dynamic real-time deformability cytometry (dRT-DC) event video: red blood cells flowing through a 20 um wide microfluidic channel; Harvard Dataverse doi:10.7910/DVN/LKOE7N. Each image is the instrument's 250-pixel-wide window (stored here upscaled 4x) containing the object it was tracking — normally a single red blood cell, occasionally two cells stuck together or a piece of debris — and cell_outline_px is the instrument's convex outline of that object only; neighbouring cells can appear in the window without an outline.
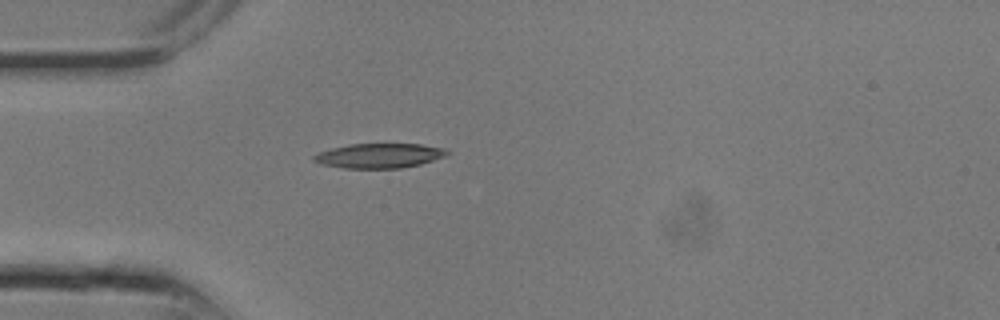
{"species": "common noctule bat (a hibernating species)", "species_latin": "Nyctalus noctula", "temperature_condition": "room temperature", "stored_images_in_passage": 4, "camera_frame_rate_fps": 3000, "um_per_image_px": 0.085, "animal": {"sex": "male", "body_mass_g": 13.3}, "frame": {"image": 1, "passage_image": 1, "time_ms": 0.0, "image_size_px": [1000, 320], "cell_outline_px": [[452, 152], [448, 156], [420, 164], [400, 168], [344, 168], [320, 164], [312, 160], [312, 156], [320, 152], [332, 148], [348, 144], [420, 144], [444, 148]], "centroid_in_image_um": [32.26, 13.23], "position_along_channel_um": 52.7, "area_um2": 19.25}}
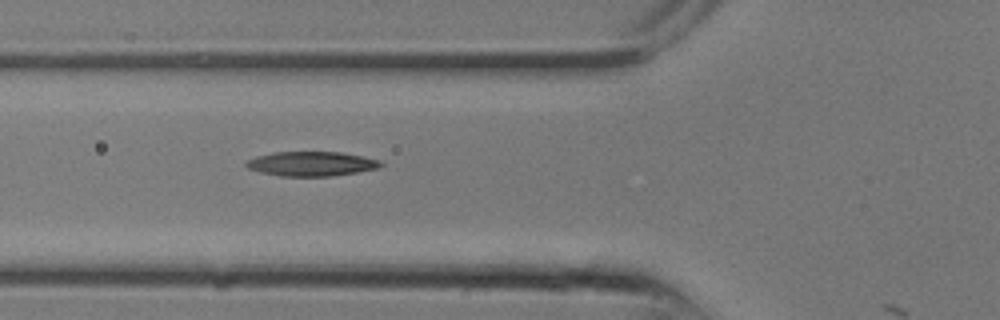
{"frame": {"image": 2, "passage_image": 3, "time_ms": 0.667, "image_size_px": [1000, 320], "cell_outline_px": [[384, 164], [380, 168], [332, 176], [280, 176], [260, 172], [248, 168], [244, 164], [248, 160], [256, 156], [272, 152], [340, 152], [364, 156], [380, 160]], "centroid_in_image_um": [26.49, 13.92], "position_along_channel_um": 99.3, "area_um2": 19.31}}